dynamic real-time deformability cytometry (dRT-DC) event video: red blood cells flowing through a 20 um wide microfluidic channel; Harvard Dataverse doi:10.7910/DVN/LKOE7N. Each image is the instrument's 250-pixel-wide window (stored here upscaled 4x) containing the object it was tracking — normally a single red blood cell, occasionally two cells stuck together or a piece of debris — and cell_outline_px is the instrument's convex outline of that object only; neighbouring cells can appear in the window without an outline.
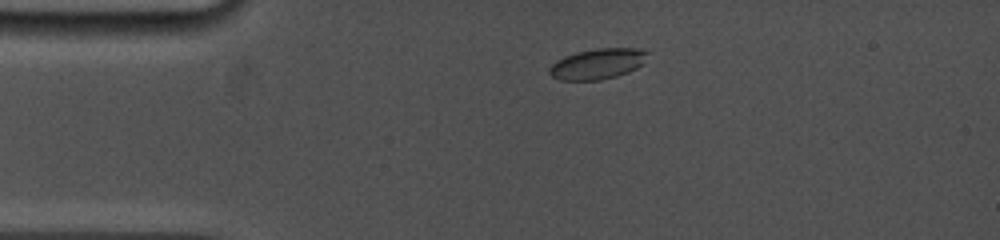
{"species": "common noctule bat (a hibernating species)", "species_latin": "Nyctalus noctula", "temperature_condition": "cold", "stored_images_in_passage": 44, "camera_frame_rate_fps": 5000, "um_per_image_px": 0.085, "animal": {"sex": "female", "body_mass_g": 19.0, "forearm_length_mm": 53.3}, "frame": {"image": 1, "passage_image": 1, "time_ms": 0.0, "image_size_px": [1000, 240], "cell_outline_px": [[648, 52], [644, 64], [628, 72], [616, 76], [600, 80], [560, 80], [552, 76], [548, 72], [548, 68], [556, 60], [564, 56], [576, 52], [596, 48], [636, 48]], "centroid_in_image_um": [50.78, 5.42], "position_along_channel_um": 34.2, "area_um2": 17.57}}
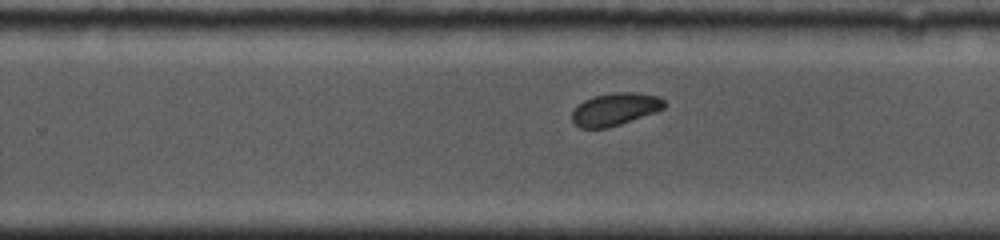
{"frame": {"image": 2, "passage_image": 25, "time_ms": 7.2, "image_size_px": [1000, 240], "cell_outline_px": [[664, 108], [656, 112], [608, 128], [580, 128], [572, 120], [572, 112], [584, 100], [596, 96], [612, 92], [636, 92], [660, 96], [664, 100]], "centroid_in_image_um": [52.31, 9.28], "position_along_channel_um": 277.5, "area_um2": 17.4}}
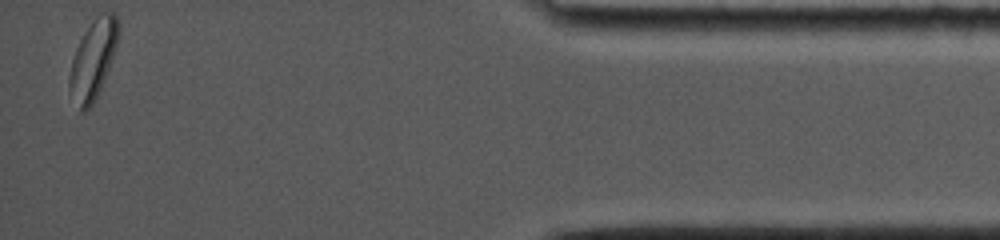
{"frame": {"image": 3, "passage_image": 44, "time_ms": 12.4, "image_size_px": [1000, 240], "cell_outline_px": [[116, 44], [108, 68], [100, 88], [92, 104], [84, 112], [80, 112], [68, 88], [68, 76], [72, 60], [76, 48], [84, 32], [92, 20], [100, 12], [112, 12], [116, 16]], "centroid_in_image_um": [7.85, 5.07], "position_along_channel_um": 427.4, "area_um2": 21.73}, "authors_computed_cell_mechanics": {"area_um2": 18.0047, "velocity_mm_per_s": 3.881, "shape_relaxation_time_tau1_ms": 3.8848, "shape_relaxation_time_tau2_ms": 8.0332, "deformation_change_tau1": 0.0862, "deformation_change_tau2": 0.0629}}